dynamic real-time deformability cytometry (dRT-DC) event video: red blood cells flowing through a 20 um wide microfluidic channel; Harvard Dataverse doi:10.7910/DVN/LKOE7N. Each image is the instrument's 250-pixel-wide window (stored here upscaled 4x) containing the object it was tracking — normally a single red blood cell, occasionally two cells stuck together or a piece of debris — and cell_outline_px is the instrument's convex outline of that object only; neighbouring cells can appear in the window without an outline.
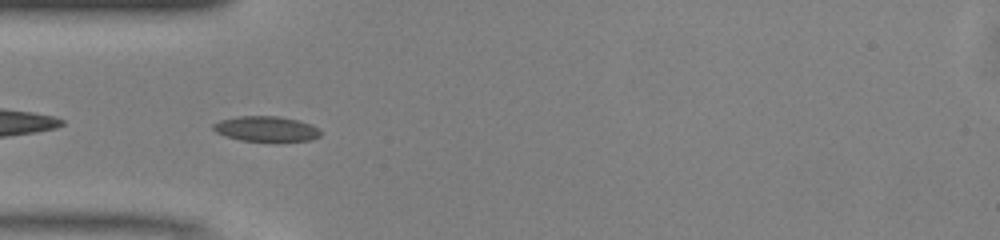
{"species": "common noctule bat (a hibernating species)", "species_latin": "Nyctalus noctula", "temperature_condition": "warm", "stored_images_in_passage": 37, "camera_frame_rate_fps": 3000, "um_per_image_px": 0.085, "animal": {"sex": "male", "body_mass_g": 13.0, "forearm_length_mm": 53.1}, "frame": {"image": 1, "passage_image": 2, "time_ms": 0.333, "image_size_px": [1000, 240], "cell_outline_px": [[320, 136], [312, 140], [240, 140], [216, 132], [212, 128], [212, 124], [220, 120], [240, 116], [280, 116], [312, 124], [320, 128]], "centroid_in_image_um": [22.64, 10.93], "position_along_channel_um": 62.4, "area_um2": 15.49}}
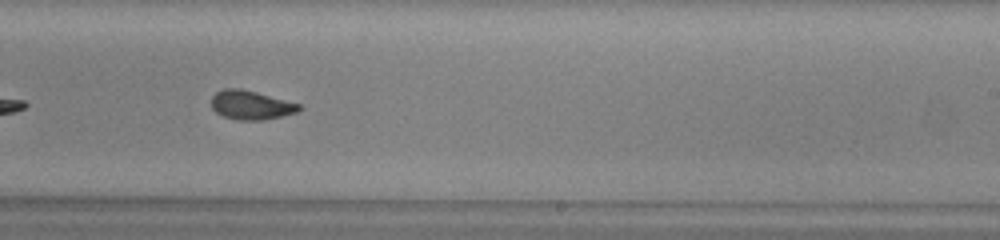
{"frame": {"image": 2, "passage_image": 17, "time_ms": 5.333, "image_size_px": [1000, 240], "cell_outline_px": [[304, 108], [296, 112], [264, 120], [236, 120], [224, 116], [216, 112], [212, 108], [212, 96], [216, 92], [224, 88], [240, 88], [256, 92], [300, 104]], "centroid_in_image_um": [21.32, 8.93], "position_along_channel_um": 267.7, "area_um2": 14.74}}
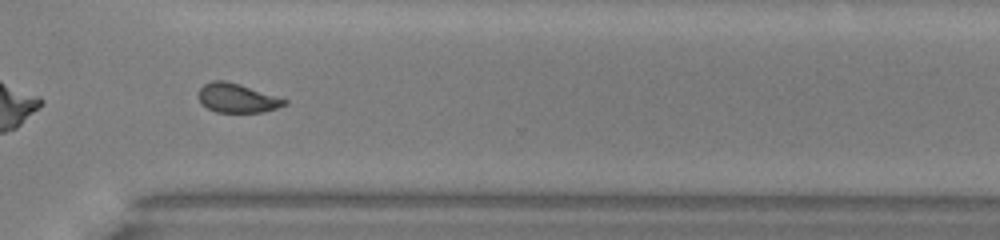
{"frame": {"image": 3, "passage_image": 23, "time_ms": 7.333, "image_size_px": [1000, 240], "cell_outline_px": [[288, 104], [264, 112], [216, 112], [200, 104], [200, 88], [204, 84], [212, 80], [224, 80], [240, 84], [288, 100]], "centroid_in_image_um": [20.16, 8.33], "position_along_channel_um": 350.4, "area_um2": 14.51}, "authors_computed_cell_mechanics": {"area_um2": 15.0858, "velocity_mm_per_s": 4.1232, "shape_relaxation_time_tau1_ms": 5.4585, "shape_relaxation_time_tau2_ms": 1.9291, "deformation_change_tau1": 0.1486, "deformation_change_tau2": 0.0728}}